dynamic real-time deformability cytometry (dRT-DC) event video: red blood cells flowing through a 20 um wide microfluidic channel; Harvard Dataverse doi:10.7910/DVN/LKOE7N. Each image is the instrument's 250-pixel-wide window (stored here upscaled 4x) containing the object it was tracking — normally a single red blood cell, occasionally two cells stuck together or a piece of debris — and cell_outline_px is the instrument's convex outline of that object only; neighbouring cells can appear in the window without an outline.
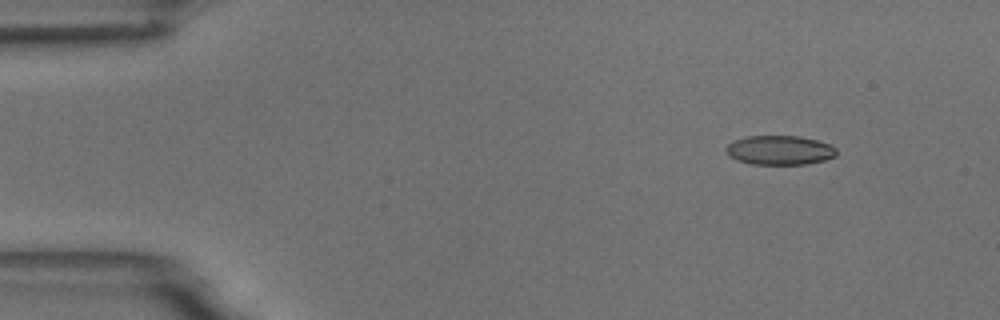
{"species": "common noctule bat (a hibernating species)", "species_latin": "Nyctalus noctula", "temperature_condition": "room temperature", "stored_images_in_passage": 10, "camera_frame_rate_fps": 3000, "um_per_image_px": 0.085, "animal": {"sex": "male", "body_mass_g": 18.8}, "frame": {"image": 1, "passage_image": 2, "time_ms": 1.0, "image_size_px": [1000, 320], "cell_outline_px": [[836, 156], [824, 160], [804, 164], [752, 164], [736, 160], [728, 156], [724, 148], [732, 140], [748, 136], [800, 136], [816, 140], [828, 144], [836, 148]], "centroid_in_image_um": [66.22, 12.76], "position_along_channel_um": 18.8, "area_um2": 18.9}}
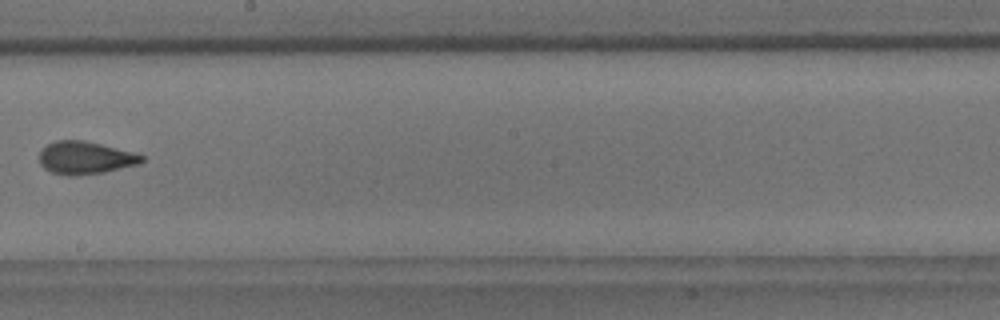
{"frame": {"image": 2, "passage_image": 9, "time_ms": 9.333, "image_size_px": [1000, 320], "cell_outline_px": [[144, 160], [140, 164], [104, 172], [72, 176], [68, 176], [52, 172], [44, 168], [40, 164], [40, 152], [48, 144], [56, 140], [84, 140], [132, 152], [144, 156]], "centroid_in_image_um": [7.25, 13.42], "position_along_channel_um": 241.0, "area_um2": 19.36}}
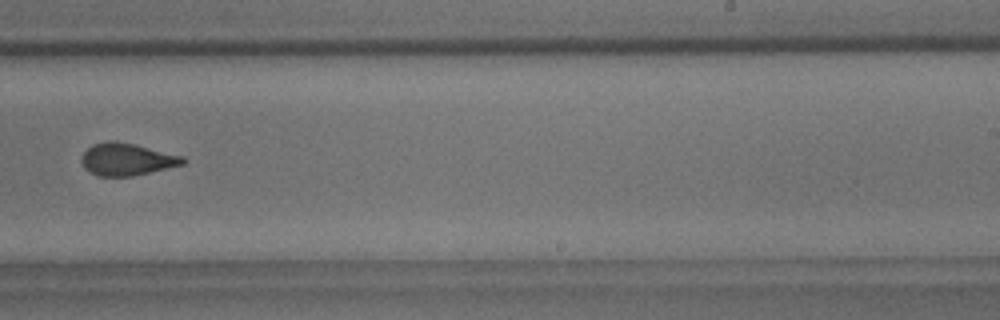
{"frame": {"image": 3, "passage_image": 10, "time_ms": 10.333, "image_size_px": [1000, 320], "cell_outline_px": [[188, 160], [184, 164], [132, 176], [96, 176], [84, 168], [80, 160], [84, 152], [92, 144], [108, 140], [116, 140], [184, 156]], "centroid_in_image_um": [10.76, 13.54], "position_along_channel_um": 278.2, "area_um2": 19.13}}